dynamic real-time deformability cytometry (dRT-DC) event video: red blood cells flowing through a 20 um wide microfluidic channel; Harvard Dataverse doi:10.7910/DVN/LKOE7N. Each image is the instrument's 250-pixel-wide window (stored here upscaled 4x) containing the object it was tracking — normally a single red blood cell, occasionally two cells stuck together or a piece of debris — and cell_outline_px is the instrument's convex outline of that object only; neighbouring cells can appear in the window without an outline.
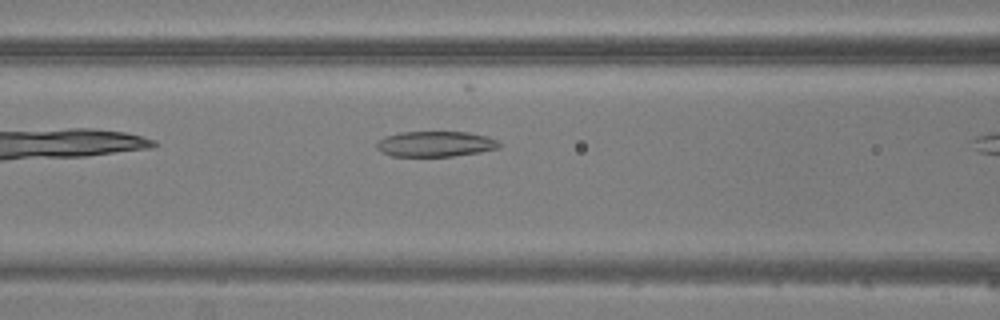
{"species": "common noctule bat (a hibernating species)", "species_latin": "Nyctalus noctula", "temperature_condition": "warm", "stored_images_in_passage": 7, "camera_frame_rate_fps": 3000, "um_per_image_px": 0.085, "animal": {"sex": "male", "body_mass_g": 20.5, "forearm_length_mm": 52.5}, "frame": {"image": 1, "passage_image": 7, "time_ms": 7.333, "image_size_px": [1000, 320], "cell_outline_px": [[504, 144], [500, 148], [480, 152], [452, 156], [392, 156], [380, 152], [376, 148], [376, 140], [384, 136], [400, 132], [468, 132], [488, 136]], "centroid_in_image_um": [37.0, 12.23], "position_along_channel_um": 129.6, "area_um2": 18.5}}